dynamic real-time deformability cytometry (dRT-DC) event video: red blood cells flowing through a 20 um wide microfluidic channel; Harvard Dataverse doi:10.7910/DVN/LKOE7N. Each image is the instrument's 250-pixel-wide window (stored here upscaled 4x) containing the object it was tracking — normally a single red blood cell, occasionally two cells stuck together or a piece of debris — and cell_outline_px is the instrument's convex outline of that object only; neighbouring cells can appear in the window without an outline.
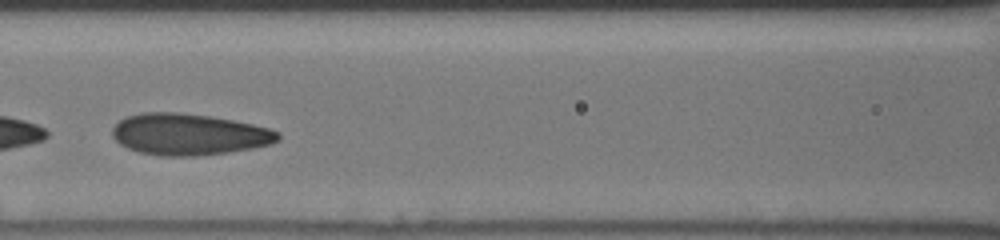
{"species": "human", "species_latin": "Homo sapiens", "temperature_condition": "cold", "stored_images_in_passage": 39, "camera_frame_rate_fps": 3000, "um_per_image_px": 0.085, "donor": {"sex": "male"}, "frame": {"image": 1, "passage_image": 16, "time_ms": 5.0, "image_size_px": [1000, 240], "cell_outline_px": [[280, 140], [272, 144], [252, 148], [228, 152], [196, 156], [160, 156], [140, 152], [128, 148], [120, 144], [112, 136], [112, 128], [124, 116], [140, 112], [180, 112], [208, 116], [232, 120], [252, 124], [268, 128], [280, 132]], "centroid_in_image_um": [16.04, 11.41], "position_along_channel_um": 150.6, "area_um2": 40.17}}
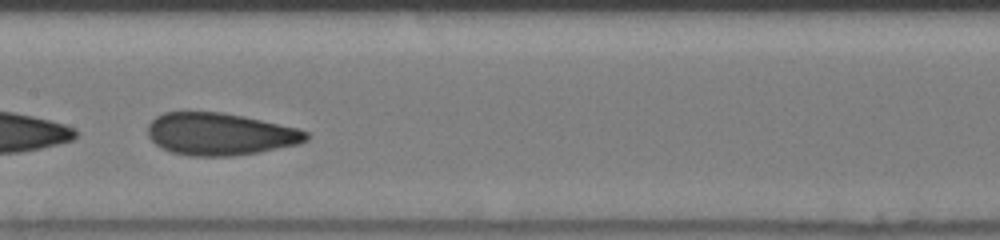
{"frame": {"image": 2, "passage_image": 19, "time_ms": 6.0, "image_size_px": [1000, 240], "cell_outline_px": [[308, 140], [300, 144], [260, 152], [232, 156], [188, 156], [172, 152], [156, 144], [148, 136], [148, 124], [156, 116], [164, 112], [224, 112], [244, 116], [296, 128], [308, 132]], "centroid_in_image_um": [18.71, 11.4], "position_along_channel_um": 188.7, "area_um2": 39.07}}
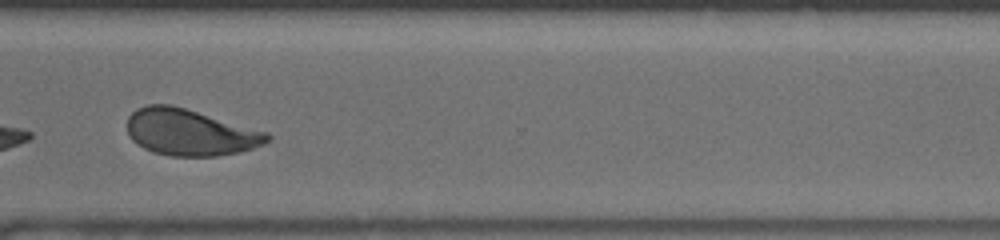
{"frame": {"image": 3, "passage_image": 32, "time_ms": 10.333, "image_size_px": [1000, 240], "cell_outline_px": [[272, 136], [264, 144], [240, 152], [216, 156], [172, 156], [152, 152], [144, 148], [132, 140], [128, 132], [128, 116], [136, 108], [148, 104], [172, 104], [268, 132]], "centroid_in_image_um": [16.15, 11.24], "position_along_channel_um": 354.5, "area_um2": 37.97}, "authors_computed_cell_mechanics": {"area_um2": 39.1884, "velocity_mm_per_s": 3.8297, "shape_relaxation_time_tau1_ms": 3.7662, "shape_relaxation_time_tau2_ms": 1.2051, "deformation_change_tau1": 0.1476, "deformation_change_tau2": 0.0746}}